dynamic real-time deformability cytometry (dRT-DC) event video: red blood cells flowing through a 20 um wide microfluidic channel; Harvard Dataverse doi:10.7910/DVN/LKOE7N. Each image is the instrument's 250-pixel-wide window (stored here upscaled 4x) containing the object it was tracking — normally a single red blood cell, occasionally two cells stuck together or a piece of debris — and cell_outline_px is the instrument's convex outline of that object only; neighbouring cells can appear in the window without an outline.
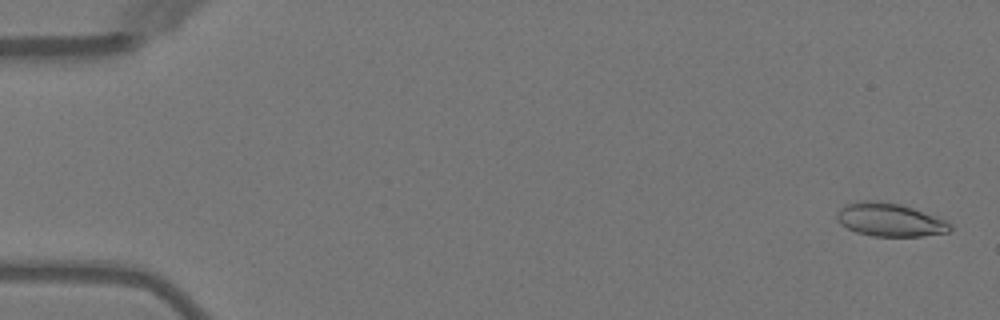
{"species": "Egyptian fruit bat (a non-hibernating species)", "species_latin": "Rousettus aegyptiacus", "temperature_condition": "warm", "stored_images_in_passage": 4, "camera_frame_rate_fps": 3000, "um_per_image_px": 0.085, "animal": {"sex": "female"}, "frame": {"image": 1, "passage_image": 1, "time_ms": 0.0, "image_size_px": [1000, 320], "cell_outline_px": [[952, 228], [948, 232], [924, 236], [872, 236], [856, 232], [840, 224], [836, 220], [836, 212], [844, 204], [860, 200], [864, 200], [900, 204], [912, 208], [944, 220], [952, 224]], "centroid_in_image_um": [75.58, 18.69], "position_along_channel_um": 9.4, "area_um2": 21.85}}